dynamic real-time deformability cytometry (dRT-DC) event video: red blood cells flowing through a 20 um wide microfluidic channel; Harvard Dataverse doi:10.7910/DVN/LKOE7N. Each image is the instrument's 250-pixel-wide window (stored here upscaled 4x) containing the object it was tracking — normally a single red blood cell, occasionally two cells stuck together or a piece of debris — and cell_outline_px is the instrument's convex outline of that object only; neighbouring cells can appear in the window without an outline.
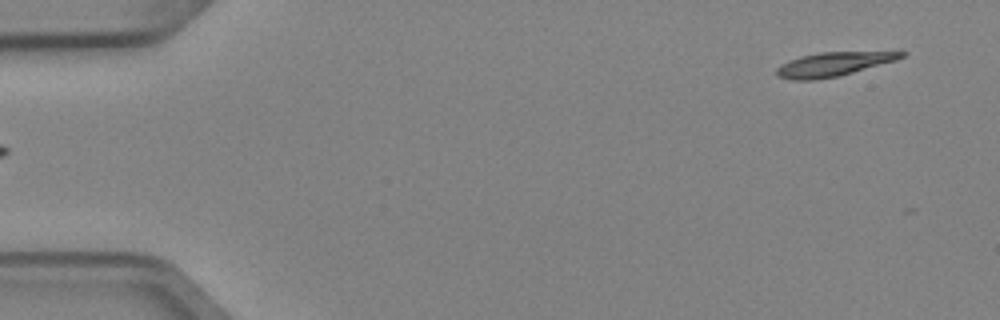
{"species": "Egyptian fruit bat (a non-hibernating species)", "species_latin": "Rousettus aegyptiacus", "temperature_condition": "cold", "stored_images_in_passage": 4, "segment_of_instrument_passage": [2, 2], "camera_frame_rate_fps": 3000, "um_per_image_px": 0.085, "animal": {"sex": "female"}, "frame": {"image": 1, "passage_image": 4, "time_ms": 1.0, "image_size_px": [1000, 320], "cell_outline_px": [[908, 52], [904, 56], [896, 60], [840, 76], [816, 80], [792, 80], [776, 76], [776, 68], [780, 64], [788, 60], [800, 56], [820, 52], [900, 48]], "centroid_in_image_um": [71.01, 5.39], "position_along_channel_um": 14.0, "area_um2": 18.73}}